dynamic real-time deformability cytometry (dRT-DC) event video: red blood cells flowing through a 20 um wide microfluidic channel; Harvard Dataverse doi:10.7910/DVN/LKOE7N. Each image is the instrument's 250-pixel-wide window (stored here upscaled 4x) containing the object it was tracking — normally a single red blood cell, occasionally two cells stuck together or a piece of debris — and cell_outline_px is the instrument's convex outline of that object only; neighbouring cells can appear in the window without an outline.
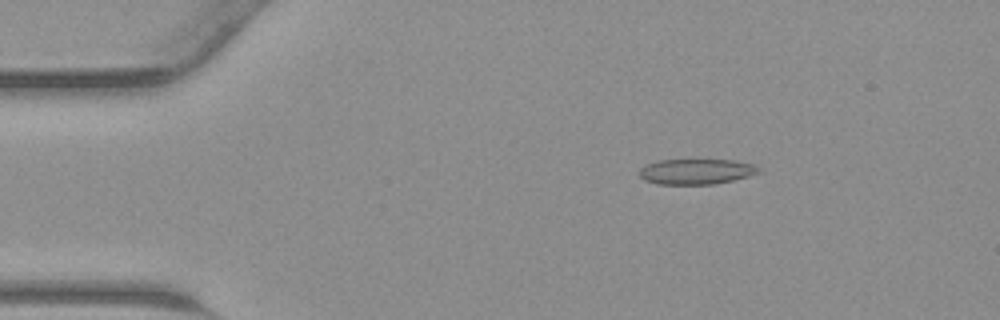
{"species": "common noctule bat (a hibernating species)", "species_latin": "Nyctalus noctula", "temperature_condition": "warm", "stored_images_in_passage": 38, "camera_frame_rate_fps": 3000, "um_per_image_px": 0.085, "animal": {"sex": "male", "body_mass_g": 23.1, "forearm_length_mm": 52.7}, "frame": {"image": 1, "passage_image": 1, "time_ms": 0.0, "image_size_px": [1000, 320], "cell_outline_px": [[764, 172], [732, 180], [712, 184], [656, 184], [644, 180], [640, 176], [640, 168], [648, 164], [660, 160], [736, 160], [756, 164]], "centroid_in_image_um": [59.24, 14.58], "position_along_channel_um": 25.8, "area_um2": 17.74}}
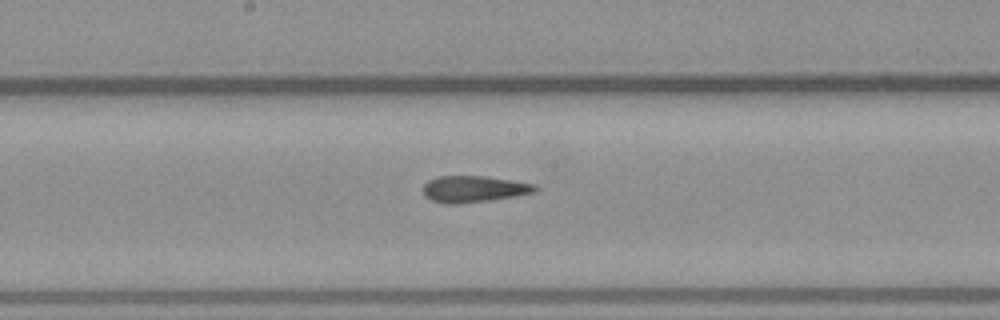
{"frame": {"image": 2, "passage_image": 17, "time_ms": 5.333, "image_size_px": [1000, 320], "cell_outline_px": [[540, 188], [536, 192], [516, 196], [488, 200], [456, 204], [444, 204], [432, 200], [424, 196], [424, 184], [428, 180], [436, 176], [484, 176], [536, 184]], "centroid_in_image_um": [40.28, 16.06], "position_along_channel_um": 207.9, "area_um2": 17.34}}
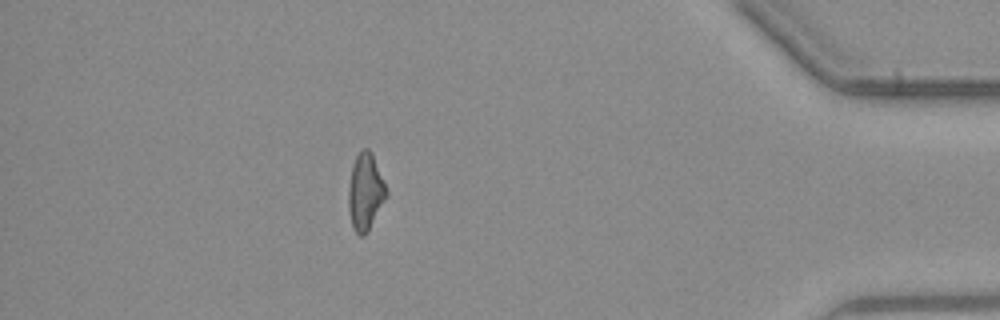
{"frame": {"image": 3, "passage_image": 33, "time_ms": 10.667, "image_size_px": [1000, 320], "cell_outline_px": [[388, 196], [368, 232], [364, 236], [360, 236], [352, 228], [348, 208], [348, 188], [352, 164], [356, 156], [364, 148], [368, 148], [372, 152], [388, 192]], "centroid_in_image_um": [31.06, 16.33], "position_along_channel_um": 404.1, "area_um2": 17.22}}